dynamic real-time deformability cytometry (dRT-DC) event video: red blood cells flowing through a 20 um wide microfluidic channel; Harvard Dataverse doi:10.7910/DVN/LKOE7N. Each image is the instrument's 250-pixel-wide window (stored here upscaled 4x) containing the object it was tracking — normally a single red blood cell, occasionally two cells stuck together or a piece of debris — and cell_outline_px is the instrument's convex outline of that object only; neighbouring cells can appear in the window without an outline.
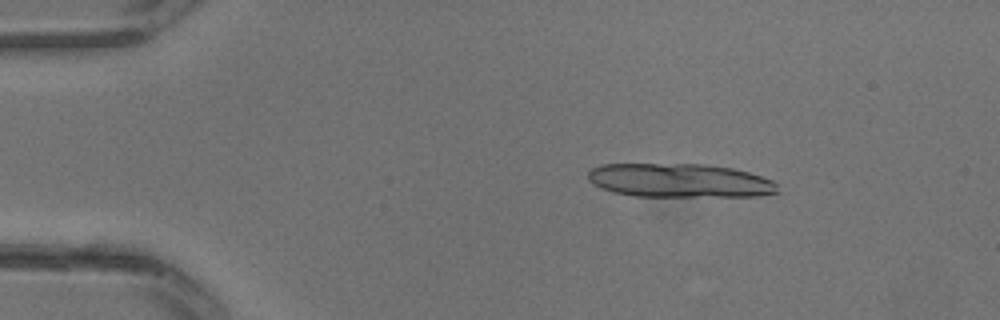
{"species": "common noctule bat (a hibernating species)", "species_latin": "Nyctalus noctula", "temperature_condition": "warm", "stored_images_in_passage": 8, "segment_of_instrument_passage": [1, 2], "camera_frame_rate_fps": 3000, "um_per_image_px": 0.085, "animal": {"sex": "male", "body_mass_g": 13.3}, "frame": {"image": 1, "passage_image": 1, "time_ms": 0.0, "image_size_px": [1000, 320], "cell_outline_px": [[780, 192], [760, 196], [636, 196], [612, 192], [588, 180], [588, 172], [592, 168], [600, 164], [708, 164], [732, 168], [748, 172], [772, 180], [776, 184]], "centroid_in_image_um": [57.79, 15.34], "position_along_channel_um": 27.2, "area_um2": 37.4}}